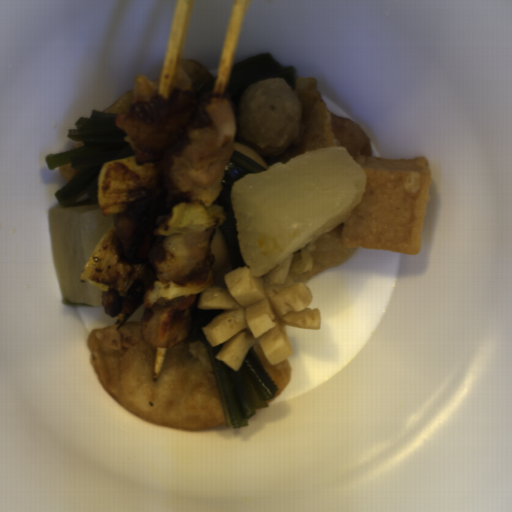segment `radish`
Listing matches in <instances>:
<instances>
[{
    "label": "radish",
    "instance_id": "obj_2",
    "mask_svg": "<svg viewBox=\"0 0 512 512\" xmlns=\"http://www.w3.org/2000/svg\"><path fill=\"white\" fill-rule=\"evenodd\" d=\"M52 258L62 299L71 305H103L102 289L81 282L86 263L115 213L104 216L101 205L72 204L48 211Z\"/></svg>",
    "mask_w": 512,
    "mask_h": 512
},
{
    "label": "radish",
    "instance_id": "obj_1",
    "mask_svg": "<svg viewBox=\"0 0 512 512\" xmlns=\"http://www.w3.org/2000/svg\"><path fill=\"white\" fill-rule=\"evenodd\" d=\"M364 167L342 145L311 149L232 182L245 265L261 277L347 220L366 194Z\"/></svg>",
    "mask_w": 512,
    "mask_h": 512
}]
</instances>
